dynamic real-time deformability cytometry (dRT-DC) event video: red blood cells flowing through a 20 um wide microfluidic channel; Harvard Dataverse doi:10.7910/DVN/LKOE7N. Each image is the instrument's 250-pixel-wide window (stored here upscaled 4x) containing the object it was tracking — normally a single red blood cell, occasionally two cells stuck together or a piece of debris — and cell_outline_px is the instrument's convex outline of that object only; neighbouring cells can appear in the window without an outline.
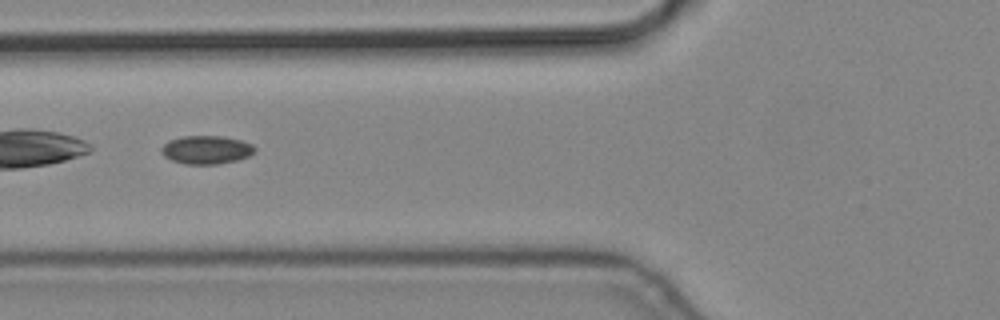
{"species": "common noctule bat (a hibernating species)", "species_latin": "Nyctalus noctula", "temperature_condition": "cold", "stored_images_in_passage": 5, "camera_frame_rate_fps": 3000, "um_per_image_px": 0.085, "animal": {"sex": "male", "body_mass_g": 19.2, "forearm_length_mm": 51.8}, "frame": {"image": 1, "passage_image": 5, "time_ms": 1.333, "image_size_px": [1000, 320], "cell_outline_px": [[256, 148], [248, 156], [236, 160], [220, 164], [184, 164], [172, 160], [164, 156], [160, 152], [160, 148], [168, 140], [184, 136], [224, 136], [240, 140], [252, 144]], "centroid_in_image_um": [17.5, 12.73], "position_along_channel_um": 108.3, "area_um2": 15.43}}